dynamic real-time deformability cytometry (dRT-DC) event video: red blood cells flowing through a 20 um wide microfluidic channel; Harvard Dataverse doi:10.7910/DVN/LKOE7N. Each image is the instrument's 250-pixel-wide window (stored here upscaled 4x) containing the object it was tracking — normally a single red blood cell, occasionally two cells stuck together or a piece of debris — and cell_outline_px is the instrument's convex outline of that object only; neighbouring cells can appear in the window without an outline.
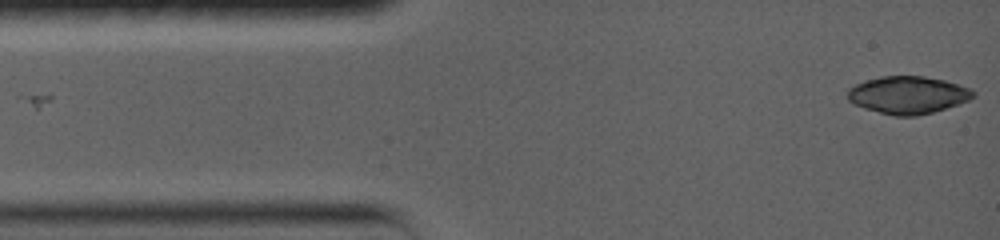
{"species": "common noctule bat (a hibernating species)", "species_latin": "Nyctalus noctula", "temperature_condition": "warm", "stored_images_in_passage": 9, "camera_frame_rate_fps": 5000, "um_per_image_px": 0.085, "animal": {"sex": "female", "body_mass_g": 19.0, "forearm_length_mm": 56.7}, "frame": {"image": 1, "passage_image": 1, "time_ms": 0.0, "image_size_px": [1000, 240], "cell_outline_px": [[976, 96], [968, 100], [932, 112], [916, 116], [896, 116], [864, 108], [848, 100], [848, 88], [864, 80], [880, 76], [924, 76], [944, 80], [972, 88], [976, 92]], "centroid_in_image_um": [77.18, 8.06], "position_along_channel_um": 7.8, "area_um2": 27.34}}
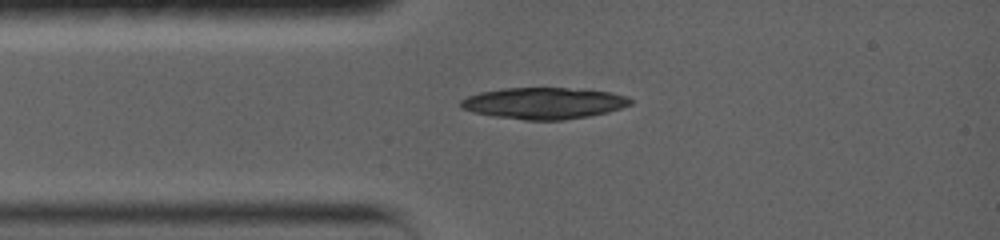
{"frame": {"image": 2, "passage_image": 9, "time_ms": 2.6, "image_size_px": [1000, 240], "cell_outline_px": [[632, 104], [608, 112], [588, 116], [560, 120], [524, 120], [492, 116], [472, 112], [460, 108], [460, 100], [468, 96], [480, 92], [504, 88], [568, 88], [612, 92], [628, 96], [632, 100]], "centroid_in_image_um": [46.21, 8.77], "position_along_channel_um": 38.8, "area_um2": 31.15}}